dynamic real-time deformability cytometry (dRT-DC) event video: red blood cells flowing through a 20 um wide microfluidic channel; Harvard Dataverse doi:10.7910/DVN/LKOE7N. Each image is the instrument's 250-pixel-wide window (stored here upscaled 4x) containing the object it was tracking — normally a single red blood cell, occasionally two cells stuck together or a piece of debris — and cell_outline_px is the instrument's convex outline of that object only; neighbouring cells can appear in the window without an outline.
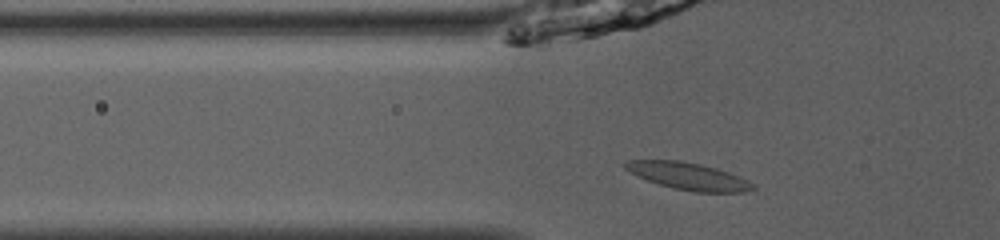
{"species": "common noctule bat (a hibernating species)", "species_latin": "Nyctalus noctula", "temperature_condition": "room temperature", "stored_images_in_passage": 37, "camera_frame_rate_fps": 3000, "um_per_image_px": 0.085, "animal": {"sex": "male", "body_mass_g": 13.0, "forearm_length_mm": 53.1}, "frame": {"image": 1, "passage_image": 8, "time_ms": 2.333, "image_size_px": [1000, 240], "cell_outline_px": [[756, 188], [744, 192], [692, 192], [660, 184], [648, 180], [624, 168], [624, 160], [680, 160], [700, 164], [716, 168], [728, 172], [748, 180]], "centroid_in_image_um": [58.52, 14.96], "position_along_channel_um": 67.3, "area_um2": 19.88}}
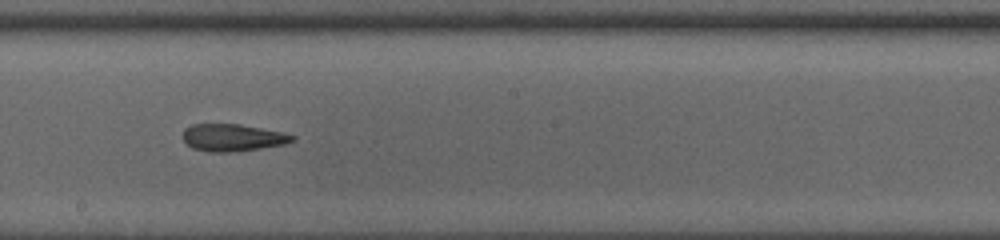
{"frame": {"image": 2, "passage_image": 20, "time_ms": 6.333, "image_size_px": [1000, 240], "cell_outline_px": [[296, 140], [284, 144], [236, 152], [208, 152], [192, 148], [184, 140], [184, 128], [192, 124], [240, 124], [280, 132], [296, 136]], "centroid_in_image_um": [19.77, 11.7], "position_along_channel_um": 228.4, "area_um2": 17.28}}
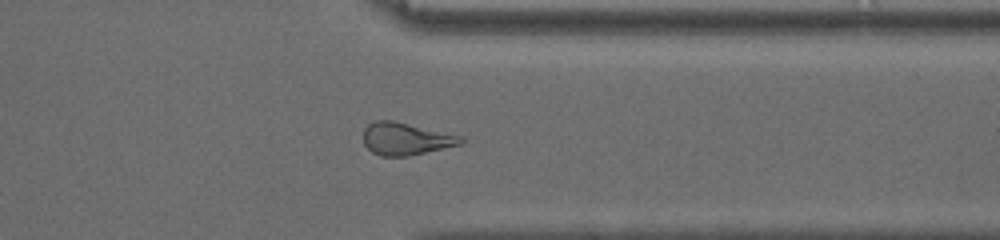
{"frame": {"image": 3, "passage_image": 31, "time_ms": 10.0, "image_size_px": [1000, 240], "cell_outline_px": [[464, 144], [408, 156], [380, 156], [372, 152], [364, 144], [364, 128], [368, 124], [376, 120], [392, 120], [464, 136]], "centroid_in_image_um": [34.53, 11.8], "position_along_channel_um": 376.9, "area_um2": 18.55}}